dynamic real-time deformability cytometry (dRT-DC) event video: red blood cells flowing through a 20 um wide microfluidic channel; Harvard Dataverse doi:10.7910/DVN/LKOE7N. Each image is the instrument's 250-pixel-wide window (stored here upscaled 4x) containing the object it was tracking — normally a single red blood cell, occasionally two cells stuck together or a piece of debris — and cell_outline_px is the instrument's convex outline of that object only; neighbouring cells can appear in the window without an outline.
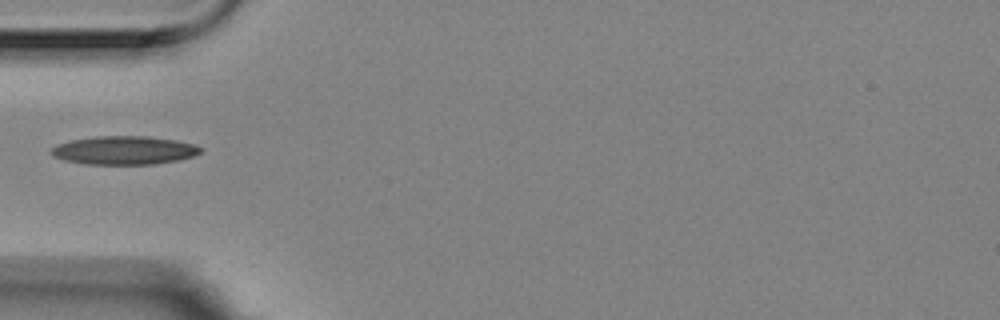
{"species": "Egyptian fruit bat (a non-hibernating species)", "species_latin": "Rousettus aegyptiacus", "temperature_condition": "room temperature", "stored_images_in_passage": 11, "camera_frame_rate_fps": 3000, "um_per_image_px": 0.085, "animal": {"sex": "female"}, "frame": {"image": 1, "passage_image": 1, "time_ms": 0.0, "image_size_px": [1000, 320], "cell_outline_px": [[204, 148], [200, 152], [192, 156], [180, 160], [156, 164], [88, 164], [64, 160], [52, 156], [48, 152], [56, 144], [72, 140], [92, 136], [148, 136], [176, 140], [196, 144]], "centroid_in_image_um": [10.55, 12.77], "position_along_channel_um": 74.4, "area_um2": 25.03}}
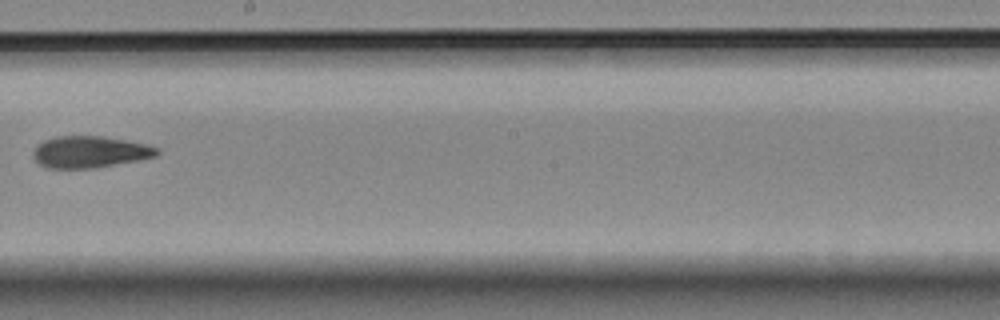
{"frame": {"image": 2, "passage_image": 5, "time_ms": 1.333, "image_size_px": [1000, 320], "cell_outline_px": [[160, 152], [156, 156], [96, 168], [48, 168], [40, 164], [32, 156], [32, 152], [44, 140], [56, 136], [100, 136], [124, 140], [144, 144], [160, 148]], "centroid_in_image_um": [7.63, 12.91], "position_along_channel_um": 240.6, "area_um2": 22.6}}
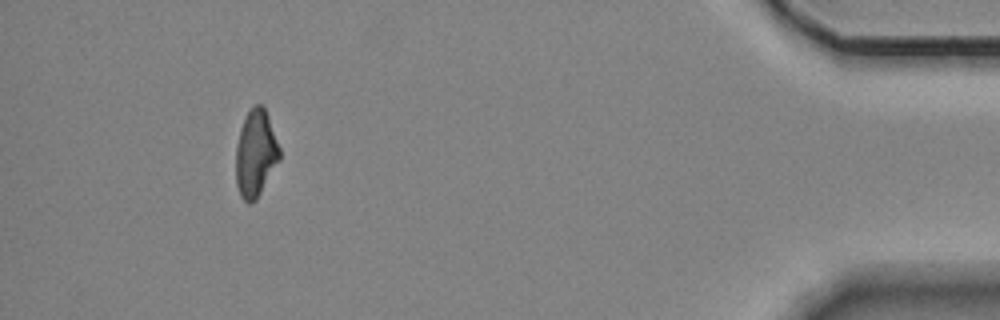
{"frame": {"image": 3, "passage_image": 10, "time_ms": 3.0, "image_size_px": [1000, 320], "cell_outline_px": [[280, 160], [256, 200], [248, 204], [240, 196], [236, 184], [236, 148], [240, 128], [248, 112], [256, 104], [260, 104], [264, 108], [268, 116], [280, 148]], "centroid_in_image_um": [21.73, 13.08], "position_along_channel_um": 413.5, "area_um2": 22.02}}